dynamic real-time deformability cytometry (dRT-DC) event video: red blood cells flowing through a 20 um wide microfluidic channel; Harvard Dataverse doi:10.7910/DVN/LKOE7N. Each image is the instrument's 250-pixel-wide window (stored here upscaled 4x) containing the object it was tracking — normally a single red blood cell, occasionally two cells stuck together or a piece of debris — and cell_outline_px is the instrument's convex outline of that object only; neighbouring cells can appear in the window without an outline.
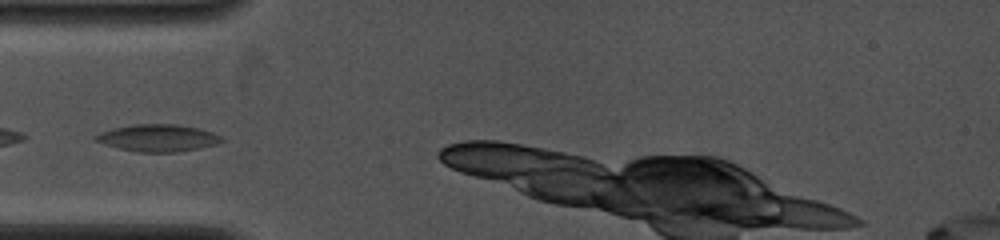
{"species": "common noctule bat (a hibernating species)", "species_latin": "Nyctalus noctula", "temperature_condition": "cold", "stored_images_in_passage": 3, "camera_frame_rate_fps": 4000, "um_per_image_px": 0.085, "animal": {"sex": "female", "body_mass_g": 19.0, "forearm_length_mm": 53.3}, "frame": {"image": 1, "passage_image": 1, "time_ms": 0.0, "image_size_px": [1000, 240], "cell_outline_px": [[224, 140], [216, 144], [176, 152], [136, 152], [120, 148], [96, 140], [92, 136], [100, 132], [112, 128], [132, 124], [176, 124], [196, 128], [212, 132], [220, 136]], "centroid_in_image_um": [13.39, 11.71], "position_along_channel_um": 71.6, "area_um2": 19.59}}